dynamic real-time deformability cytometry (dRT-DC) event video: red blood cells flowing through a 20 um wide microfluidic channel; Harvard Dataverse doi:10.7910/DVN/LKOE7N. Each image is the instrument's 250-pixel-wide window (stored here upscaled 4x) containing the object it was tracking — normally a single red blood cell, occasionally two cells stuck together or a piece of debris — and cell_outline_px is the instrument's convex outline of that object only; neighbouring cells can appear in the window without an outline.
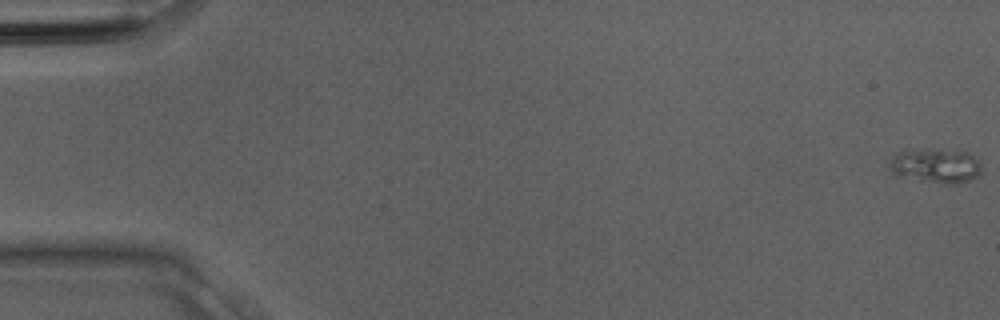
{"species": "Egyptian fruit bat (a non-hibernating species)", "species_latin": "Rousettus aegyptiacus", "temperature_condition": "room temperature", "stored_images_in_passage": 3, "camera_frame_rate_fps": 3000, "um_per_image_px": 0.085, "animal": {"sex": "male"}, "frame": {"image": 1, "passage_image": 1, "time_ms": 0.0, "image_size_px": [1000, 320], "cell_outline_px": [[980, 172], [976, 176], [968, 180], [956, 184], [944, 184], [896, 176], [888, 168], [888, 164], [892, 156], [896, 152], [908, 148], [932, 148], [968, 152], [980, 164]], "centroid_in_image_um": [79.43, 14.06], "position_along_channel_um": 5.6, "area_um2": 18.96}}